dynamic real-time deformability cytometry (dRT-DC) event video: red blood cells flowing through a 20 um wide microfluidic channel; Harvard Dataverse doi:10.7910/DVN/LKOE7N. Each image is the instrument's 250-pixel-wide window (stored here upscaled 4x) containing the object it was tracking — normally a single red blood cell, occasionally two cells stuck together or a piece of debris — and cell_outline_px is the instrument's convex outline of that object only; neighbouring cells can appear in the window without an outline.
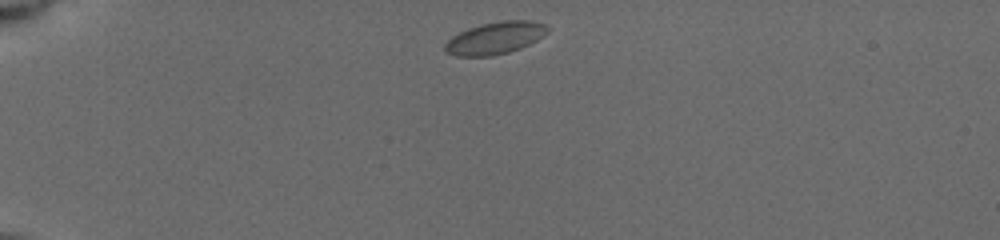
{"species": "common noctule bat (a hibernating species)", "species_latin": "Nyctalus noctula", "temperature_condition": "cold", "stored_images_in_passage": 55, "camera_frame_rate_fps": 3000, "um_per_image_px": 0.085, "animal": {"sex": "female", "body_mass_g": 19.5, "forearm_length_mm": 54.1}, "frame": {"image": 1, "passage_image": 1, "time_ms": 0.0, "image_size_px": [1000, 240], "cell_outline_px": [[548, 32], [544, 36], [520, 48], [508, 52], [492, 56], [456, 56], [444, 52], [444, 44], [452, 36], [468, 28], [480, 24], [500, 20], [532, 20], [548, 24]], "centroid_in_image_um": [42.09, 3.22], "position_along_channel_um": 42.9, "area_um2": 19.48}}
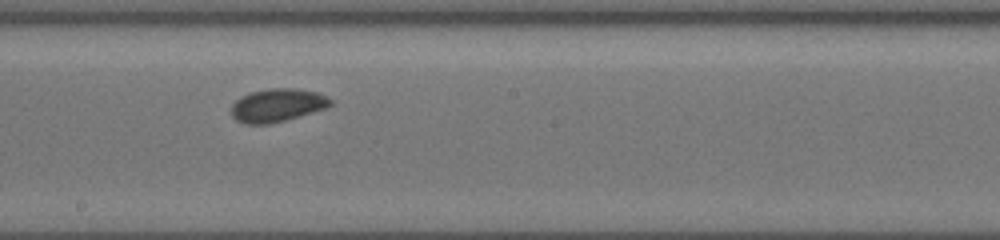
{"frame": {"image": 2, "passage_image": 19, "time_ms": 6.0, "image_size_px": [1000, 240], "cell_outline_px": [[332, 104], [324, 108], [312, 112], [284, 120], [268, 124], [244, 124], [236, 120], [232, 116], [232, 104], [240, 96], [252, 92], [268, 88], [292, 88], [316, 92], [332, 100]], "centroid_in_image_um": [23.52, 8.94], "position_along_channel_um": 224.7, "area_um2": 18.9}}
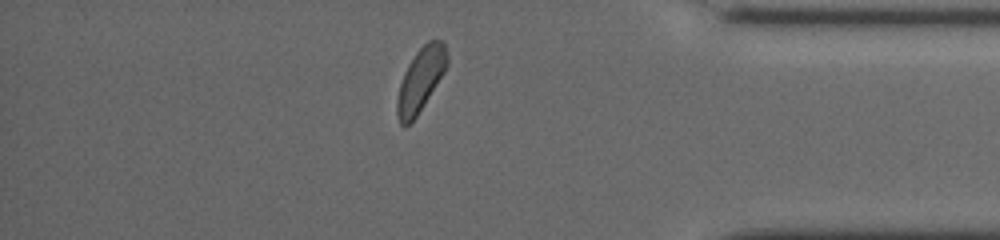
{"frame": {"image": 3, "passage_image": 46, "time_ms": 11.0, "image_size_px": [1000, 240], "cell_outline_px": [[448, 64], [444, 72], [416, 116], [404, 128], [400, 124], [396, 116], [396, 100], [400, 84], [404, 72], [408, 64], [416, 52], [428, 40], [440, 40], [444, 44], [448, 56]], "centroid_in_image_um": [35.73, 6.78], "position_along_channel_um": 399.5, "area_um2": 18.32}}